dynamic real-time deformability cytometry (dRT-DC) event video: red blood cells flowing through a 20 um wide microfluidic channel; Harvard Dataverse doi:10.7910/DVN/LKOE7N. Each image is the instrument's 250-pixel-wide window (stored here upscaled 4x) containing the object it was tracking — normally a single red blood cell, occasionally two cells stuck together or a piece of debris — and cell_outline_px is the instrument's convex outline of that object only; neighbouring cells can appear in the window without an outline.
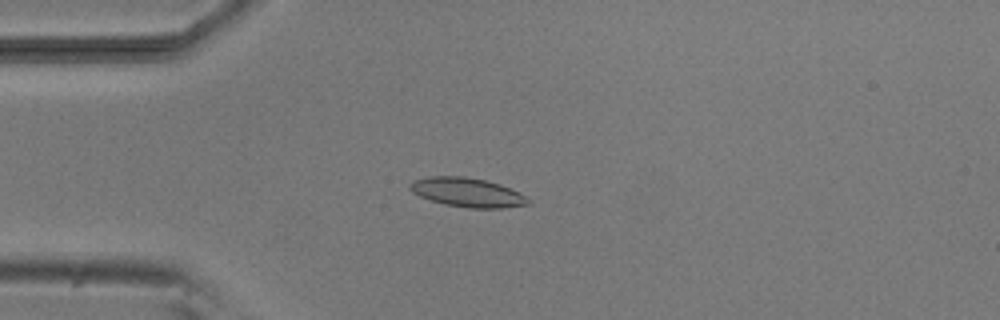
{"species": "common noctule bat (a hibernating species)", "species_latin": "Nyctalus noctula", "temperature_condition": "room temperature", "stored_images_in_passage": 3, "camera_frame_rate_fps": 3000, "um_per_image_px": 0.085, "animal": {"sex": "male", "body_mass_g": 20.5, "forearm_length_mm": 52.5}, "frame": {"image": 1, "passage_image": 3, "time_ms": 3.0, "image_size_px": [1000, 320], "cell_outline_px": [[532, 204], [500, 208], [468, 208], [444, 204], [420, 196], [412, 192], [408, 188], [408, 184], [412, 180], [428, 176], [464, 176], [484, 180], [500, 184], [520, 192], [532, 200]], "centroid_in_image_um": [39.73, 16.35], "position_along_channel_um": 45.3, "area_um2": 20.29}}